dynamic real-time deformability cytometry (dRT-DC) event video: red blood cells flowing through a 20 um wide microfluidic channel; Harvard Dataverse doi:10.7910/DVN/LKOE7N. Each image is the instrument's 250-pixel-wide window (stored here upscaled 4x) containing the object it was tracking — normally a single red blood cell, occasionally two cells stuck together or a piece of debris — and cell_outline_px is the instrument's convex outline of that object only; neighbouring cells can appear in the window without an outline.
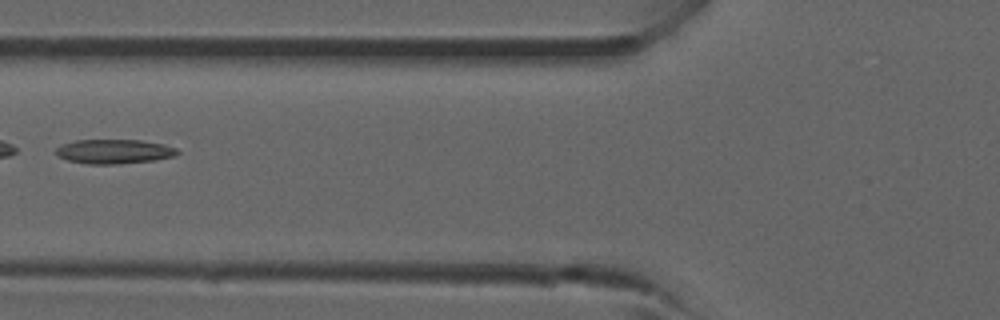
{"species": "common noctule bat (a hibernating species)", "species_latin": "Nyctalus noctula", "temperature_condition": "room temperature", "stored_images_in_passage": 4, "camera_frame_rate_fps": 3000, "um_per_image_px": 0.085, "animal": {"sex": "male", "forearm_length_mm": 52.5}, "frame": {"image": 1, "passage_image": 4, "time_ms": 4.0, "image_size_px": [1000, 320], "cell_outline_px": [[180, 152], [176, 156], [156, 160], [116, 164], [88, 164], [68, 160], [60, 156], [56, 152], [56, 148], [60, 144], [76, 140], [140, 140], [164, 144], [176, 148]], "centroid_in_image_um": [9.73, 12.87], "position_along_channel_um": 116.1, "area_um2": 17.28}}